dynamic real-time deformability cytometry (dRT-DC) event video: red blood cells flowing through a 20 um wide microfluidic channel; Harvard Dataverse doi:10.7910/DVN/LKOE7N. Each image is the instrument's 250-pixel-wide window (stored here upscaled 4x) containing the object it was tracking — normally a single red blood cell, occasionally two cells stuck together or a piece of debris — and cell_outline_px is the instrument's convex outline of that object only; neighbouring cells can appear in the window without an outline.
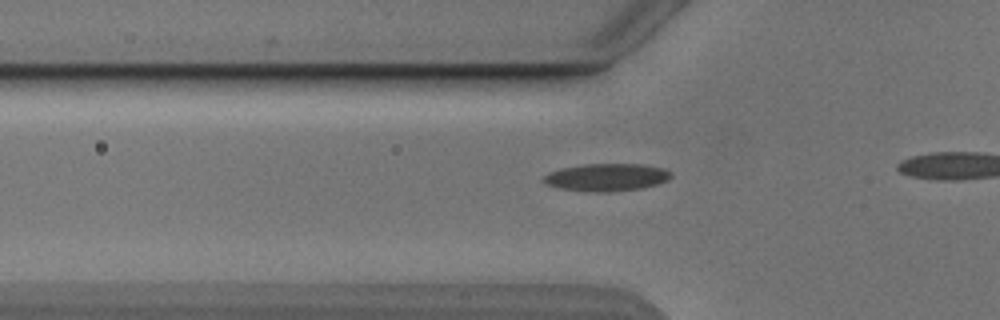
{"species": "Egyptian fruit bat (a non-hibernating species)", "species_latin": "Rousettus aegyptiacus", "temperature_condition": "cold", "stored_images_in_passage": 8, "camera_frame_rate_fps": 3000, "um_per_image_px": 0.085, "animal": {"sex": "male"}, "frame": {"image": 1, "passage_image": 2, "time_ms": 0.333, "image_size_px": [1000, 320], "cell_outline_px": [[672, 176], [668, 180], [656, 184], [640, 188], [612, 192], [588, 192], [560, 188], [548, 184], [540, 180], [548, 172], [560, 168], [584, 164], [644, 164], [664, 168]], "centroid_in_image_um": [51.53, 15.07], "position_along_channel_um": 74.3, "area_um2": 20.52}}